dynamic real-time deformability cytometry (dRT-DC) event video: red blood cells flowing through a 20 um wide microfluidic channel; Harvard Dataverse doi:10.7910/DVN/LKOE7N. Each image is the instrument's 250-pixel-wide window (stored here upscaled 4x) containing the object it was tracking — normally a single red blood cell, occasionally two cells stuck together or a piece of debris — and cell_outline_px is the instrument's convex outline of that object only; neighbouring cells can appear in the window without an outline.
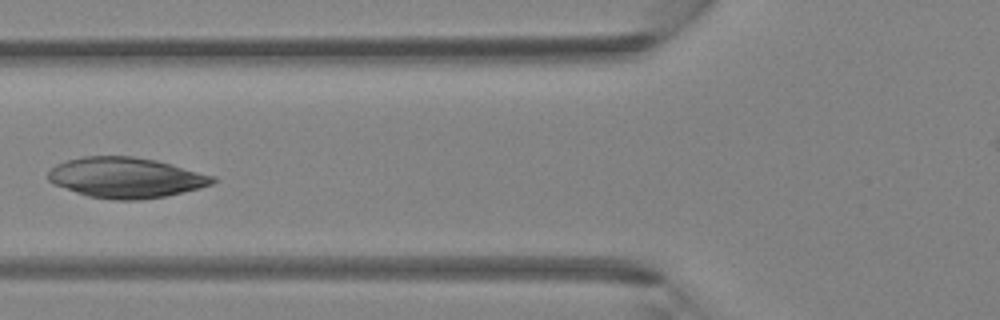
{"species": "Egyptian fruit bat (a non-hibernating species)", "species_latin": "Rousettus aegyptiacus", "temperature_condition": "room temperature", "stored_images_in_passage": 4, "camera_frame_rate_fps": 3000, "um_per_image_px": 0.085, "animal": {"sex": "female"}, "frame": {"image": 1, "passage_image": 4, "time_ms": 1.0, "image_size_px": [1000, 320], "cell_outline_px": [[220, 180], [212, 184], [200, 188], [184, 192], [164, 196], [140, 200], [116, 200], [88, 196], [52, 184], [48, 180], [48, 172], [56, 164], [68, 160], [84, 156], [132, 156], [156, 160], [172, 164], [216, 176]], "centroid_in_image_um": [10.73, 15.1], "position_along_channel_um": 115.1, "area_um2": 38.96}}